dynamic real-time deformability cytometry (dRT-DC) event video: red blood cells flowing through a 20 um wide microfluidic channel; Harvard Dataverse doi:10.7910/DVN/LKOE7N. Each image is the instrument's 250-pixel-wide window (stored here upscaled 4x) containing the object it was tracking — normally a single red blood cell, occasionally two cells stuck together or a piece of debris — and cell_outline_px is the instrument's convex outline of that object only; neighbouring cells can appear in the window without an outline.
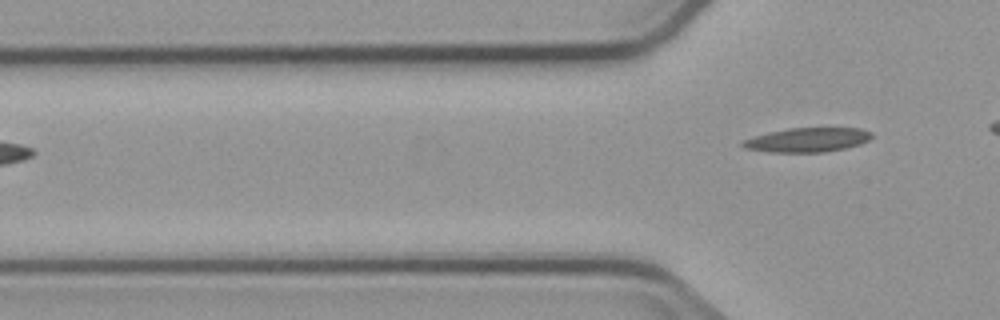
{"species": "common noctule bat (a hibernating species)", "species_latin": "Nyctalus noctula", "temperature_condition": "cold", "stored_images_in_passage": 3, "camera_frame_rate_fps": 3000, "um_per_image_px": 0.085, "animal": {"sex": "male", "body_mass_g": 23.1, "forearm_length_mm": 52.7}, "frame": {"image": 1, "passage_image": 3, "time_ms": 2.333, "image_size_px": [1000, 320], "cell_outline_px": [[872, 136], [868, 140], [860, 144], [844, 148], [824, 152], [768, 152], [744, 148], [740, 144], [744, 140], [768, 132], [788, 128], [860, 128], [872, 132]], "centroid_in_image_um": [68.63, 11.89], "position_along_channel_um": 57.2, "area_um2": 18.15}}